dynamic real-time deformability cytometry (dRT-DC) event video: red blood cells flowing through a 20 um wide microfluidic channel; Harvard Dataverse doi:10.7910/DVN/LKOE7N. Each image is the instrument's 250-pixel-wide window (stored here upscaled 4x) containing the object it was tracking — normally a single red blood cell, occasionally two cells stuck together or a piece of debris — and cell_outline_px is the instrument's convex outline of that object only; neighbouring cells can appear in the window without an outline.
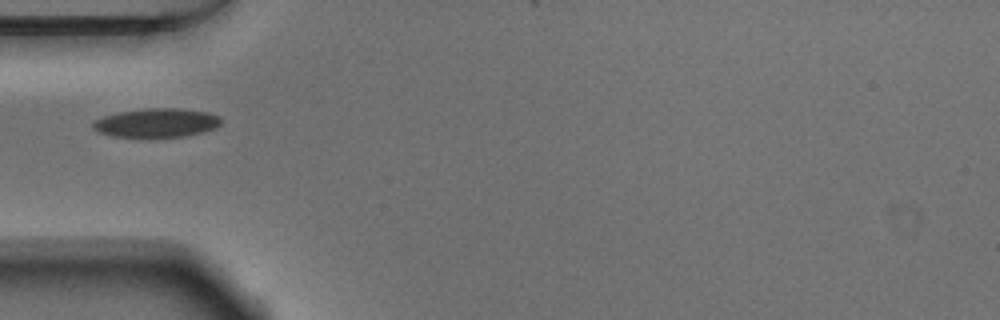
{"species": "Egyptian fruit bat (a non-hibernating species)", "species_latin": "Rousettus aegyptiacus", "temperature_condition": "warm", "stored_images_in_passage": 23, "camera_frame_rate_fps": 3000, "um_per_image_px": 0.085, "animal": {"sex": "male"}, "frame": {"image": 1, "passage_image": 1, "time_ms": 0.0, "image_size_px": [1000, 320], "cell_outline_px": [[220, 124], [216, 128], [204, 132], [184, 136], [112, 136], [100, 132], [92, 128], [92, 124], [96, 120], [104, 116], [120, 112], [148, 108], [176, 108], [208, 112], [220, 116]], "centroid_in_image_um": [13.35, 10.43], "position_along_channel_um": 71.7, "area_um2": 21.21}}